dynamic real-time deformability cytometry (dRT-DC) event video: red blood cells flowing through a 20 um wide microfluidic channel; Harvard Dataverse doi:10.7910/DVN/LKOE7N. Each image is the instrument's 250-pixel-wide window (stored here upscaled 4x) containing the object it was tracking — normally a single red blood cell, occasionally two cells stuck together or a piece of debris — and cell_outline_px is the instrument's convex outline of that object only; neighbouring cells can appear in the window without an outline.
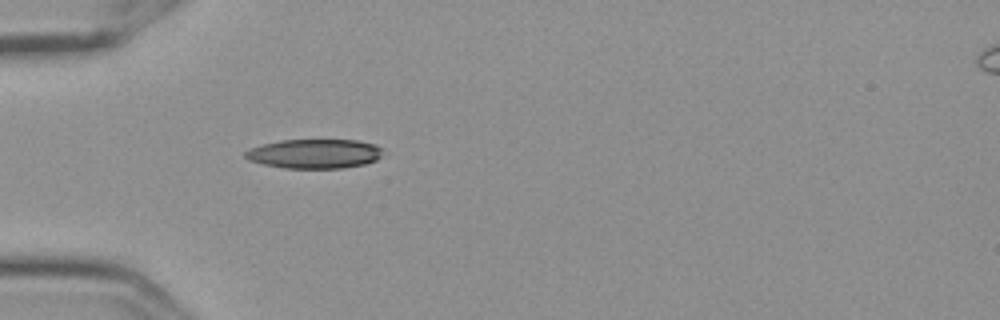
{"species": "Egyptian fruit bat (a non-hibernating species)", "species_latin": "Rousettus aegyptiacus", "temperature_condition": "cold", "stored_images_in_passage": 37, "camera_frame_rate_fps": 3000, "um_per_image_px": 0.085, "frame": {"image": 1, "passage_image": 1, "time_ms": 0.0, "image_size_px": [1000, 320], "cell_outline_px": [[380, 156], [376, 160], [364, 164], [344, 168], [284, 168], [264, 164], [248, 160], [244, 156], [244, 152], [252, 148], [264, 144], [280, 140], [356, 140], [376, 144], [380, 148]], "centroid_in_image_um": [26.72, 13.07], "position_along_channel_um": 58.3, "area_um2": 23.35}}
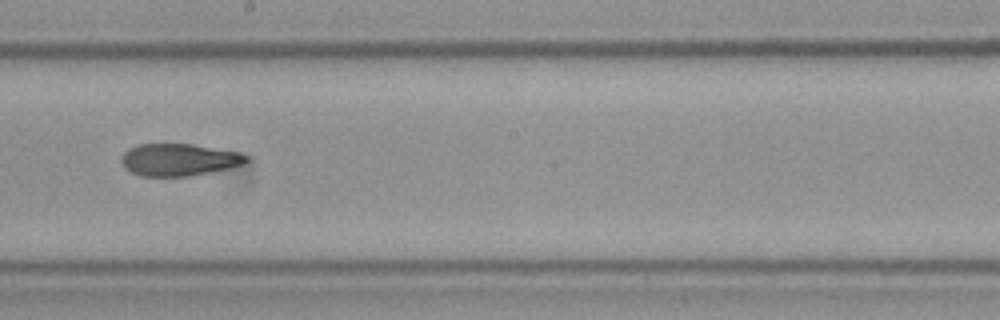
{"frame": {"image": 2, "passage_image": 16, "time_ms": 5.0, "image_size_px": [1000, 320], "cell_outline_px": [[252, 160], [244, 164], [228, 168], [192, 176], [140, 176], [124, 168], [120, 160], [120, 156], [128, 148], [136, 144], [192, 144], [236, 152], [248, 156]], "centroid_in_image_um": [15.18, 13.58], "position_along_channel_um": 233.0, "area_um2": 23.58}}
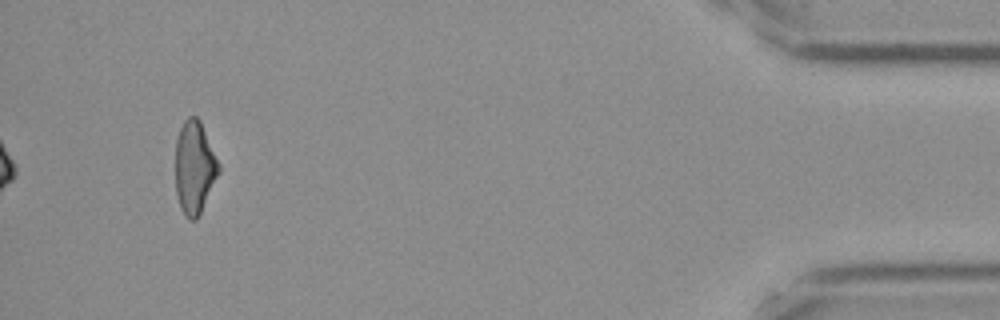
{"frame": {"image": 3, "passage_image": 37, "time_ms": 12.0, "image_size_px": [1000, 320], "cell_outline_px": [[220, 172], [196, 220], [188, 220], [184, 216], [180, 208], [176, 196], [176, 140], [180, 128], [184, 120], [188, 116], [196, 116], [200, 120], [220, 164]], "centroid_in_image_um": [16.53, 14.24], "position_along_channel_um": 418.7, "area_um2": 23.47}, "authors_computed_cell_mechanics": {"area_um2": 23.987, "velocity_mm_per_s": 3.6112, "shape_relaxation_time_tau1_ms": 8.8341, "shape_relaxation_time_tau2_ms": 4.651, "deformation_change_tau1": 0.212, "deformation_change_tau2": 0.125}}